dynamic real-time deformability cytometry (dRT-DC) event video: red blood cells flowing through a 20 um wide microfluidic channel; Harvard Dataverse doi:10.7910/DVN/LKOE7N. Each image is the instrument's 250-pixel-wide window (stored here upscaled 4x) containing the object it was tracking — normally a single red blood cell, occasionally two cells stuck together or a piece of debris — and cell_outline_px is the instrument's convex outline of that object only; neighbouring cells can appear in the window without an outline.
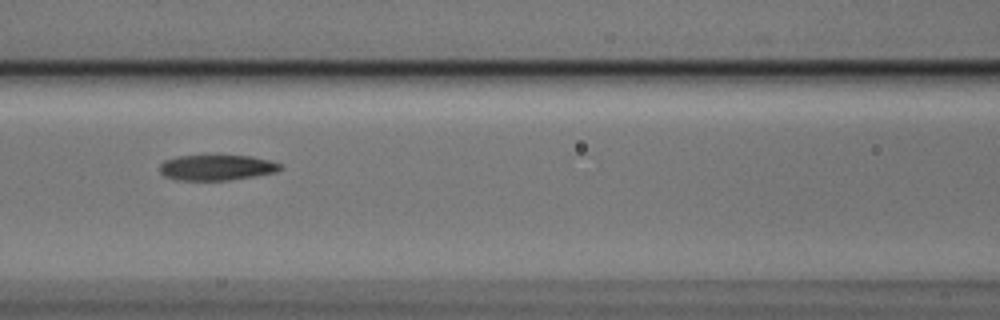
{"species": "Egyptian fruit bat (a non-hibernating species)", "species_latin": "Rousettus aegyptiacus", "temperature_condition": "cold", "stored_images_in_passage": 9, "camera_frame_rate_fps": 3000, "um_per_image_px": 0.085, "animal": {"sex": "male"}, "frame": {"image": 1, "passage_image": 7, "time_ms": 2.0, "image_size_px": [1000, 320], "cell_outline_px": [[284, 168], [276, 172], [228, 180], [176, 180], [164, 176], [160, 172], [160, 164], [164, 160], [176, 156], [216, 152], [252, 156], [272, 160], [280, 164]], "centroid_in_image_um": [18.41, 14.18], "position_along_channel_um": 148.2, "area_um2": 19.02}}
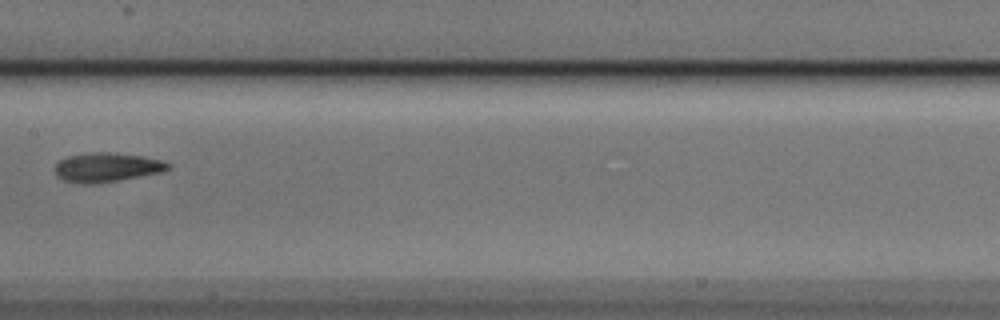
{"frame": {"image": 2, "passage_image": 8, "time_ms": 2.333, "image_size_px": [1000, 320], "cell_outline_px": [[172, 168], [164, 172], [96, 184], [80, 184], [64, 180], [56, 176], [52, 168], [60, 160], [68, 156], [92, 152], [108, 152], [144, 156], [160, 160], [172, 164]], "centroid_in_image_um": [9.08, 14.23], "position_along_channel_um": 198.3, "area_um2": 19.59}}
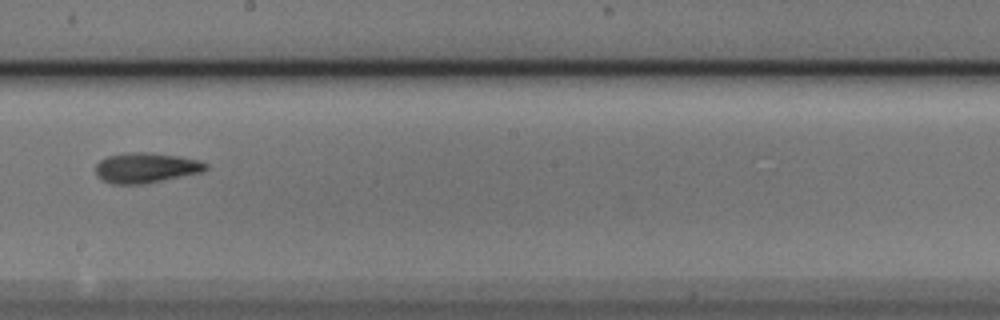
{"frame": {"image": 3, "passage_image": 9, "time_ms": 2.667, "image_size_px": [1000, 320], "cell_outline_px": [[208, 168], [200, 172], [144, 184], [112, 184], [100, 180], [96, 172], [96, 164], [100, 160], [108, 156], [128, 152], [152, 152], [180, 156], [200, 160], [208, 164]], "centroid_in_image_um": [12.39, 14.25], "position_along_channel_um": 235.8, "area_um2": 19.48}}